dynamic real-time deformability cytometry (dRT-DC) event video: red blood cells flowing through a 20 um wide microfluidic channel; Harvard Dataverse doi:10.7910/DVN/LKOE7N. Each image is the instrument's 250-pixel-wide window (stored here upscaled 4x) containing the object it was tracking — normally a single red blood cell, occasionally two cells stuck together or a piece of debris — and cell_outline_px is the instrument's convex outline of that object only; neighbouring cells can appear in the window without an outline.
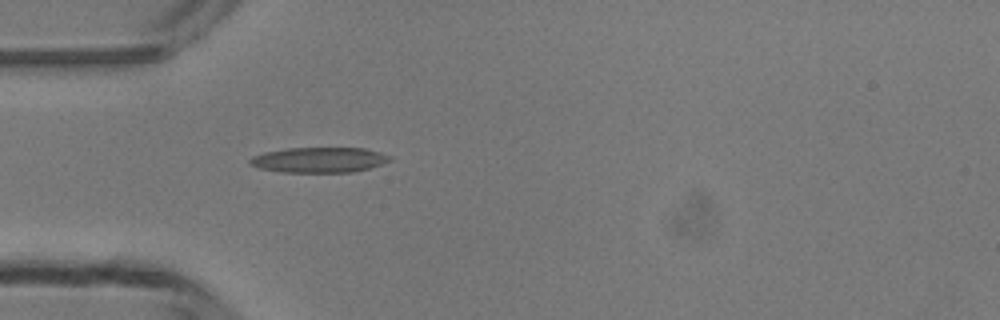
{"species": "common noctule bat (a hibernating species)", "species_latin": "Nyctalus noctula", "temperature_condition": "room temperature", "stored_images_in_passage": 1, "camera_frame_rate_fps": 3000, "um_per_image_px": 0.085, "animal": {"sex": "male", "body_mass_g": 13.3}, "frame": {"image": 1, "passage_image": 1, "time_ms": 0.0, "image_size_px": [1000, 320], "cell_outline_px": [[392, 160], [368, 168], [352, 172], [284, 172], [260, 168], [248, 164], [248, 160], [252, 156], [264, 152], [288, 148], [364, 148], [380, 152], [392, 156]], "centroid_in_image_um": [27.11, 13.58], "position_along_channel_um": 57.9, "area_um2": 20.58}}